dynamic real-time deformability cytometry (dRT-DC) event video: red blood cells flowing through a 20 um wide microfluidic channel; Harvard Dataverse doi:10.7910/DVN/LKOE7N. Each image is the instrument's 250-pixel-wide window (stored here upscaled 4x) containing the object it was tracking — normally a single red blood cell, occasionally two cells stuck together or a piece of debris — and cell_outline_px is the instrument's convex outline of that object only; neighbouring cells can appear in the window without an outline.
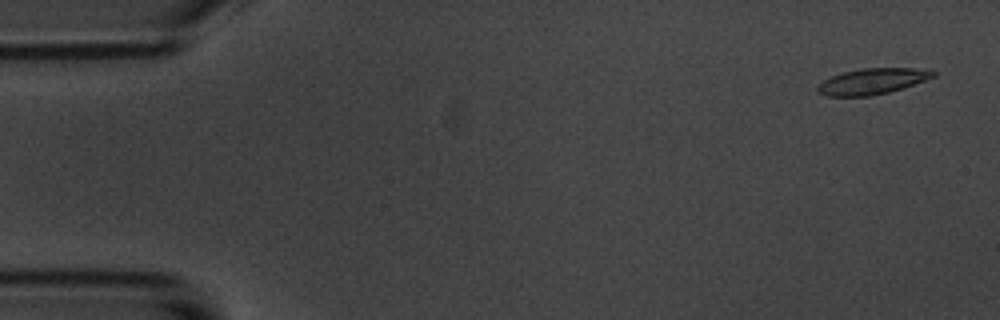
{"species": "common noctule bat (a hibernating species)", "species_latin": "Nyctalus noctula", "temperature_condition": "room temperature", "stored_images_in_passage": 5, "camera_frame_rate_fps": 3000, "um_per_image_px": 0.085, "animal": {"sex": "male", "body_mass_g": 20.1, "forearm_length_mm": 53.5}, "frame": {"image": 1, "passage_image": 1, "time_ms": 0.0, "image_size_px": [1000, 320], "cell_outline_px": [[936, 76], [888, 92], [868, 96], [828, 96], [816, 92], [816, 88], [824, 80], [832, 76], [844, 72], [860, 68], [912, 68], [936, 72]], "centroid_in_image_um": [74.08, 6.91], "position_along_channel_um": 10.9, "area_um2": 17.05}}
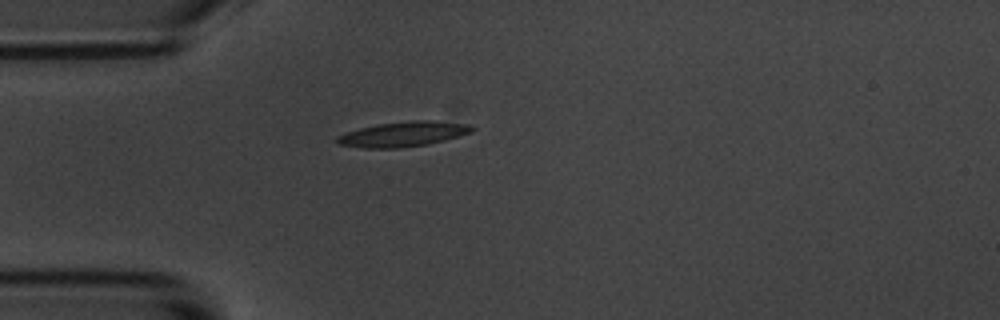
{"frame": {"image": 2, "passage_image": 5, "time_ms": 4.333, "image_size_px": [1000, 320], "cell_outline_px": [[476, 128], [472, 132], [444, 140], [428, 144], [400, 148], [360, 148], [340, 144], [336, 140], [336, 136], [360, 128], [376, 124], [412, 120], [432, 120], [468, 124]], "centroid_in_image_um": [34.28, 11.39], "position_along_channel_um": 50.7, "area_um2": 19.65}}